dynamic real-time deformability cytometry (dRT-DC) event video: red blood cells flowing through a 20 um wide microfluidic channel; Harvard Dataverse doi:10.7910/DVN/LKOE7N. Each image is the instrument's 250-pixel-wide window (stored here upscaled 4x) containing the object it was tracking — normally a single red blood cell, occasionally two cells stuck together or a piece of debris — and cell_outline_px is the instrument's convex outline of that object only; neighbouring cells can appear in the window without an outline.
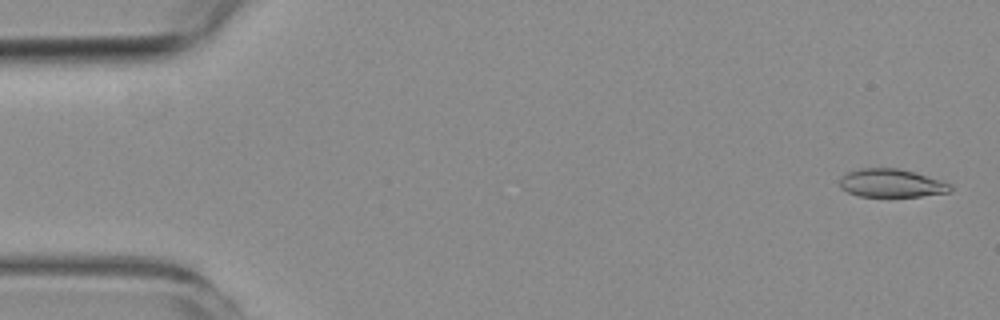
{"species": "common noctule bat (a hibernating species)", "species_latin": "Nyctalus noctula", "temperature_condition": "room temperature", "stored_images_in_passage": 5, "segment_of_instrument_passage": [2, 2], "camera_frame_rate_fps": 3000, "um_per_image_px": 0.085, "animal": {"sex": "female", "body_mass_g": 19.3, "forearm_length_mm": 54.1}, "frame": {"image": 1, "passage_image": 5, "time_ms": 4.667, "image_size_px": [1000, 320], "cell_outline_px": [[952, 192], [920, 196], [860, 196], [848, 192], [840, 188], [840, 176], [848, 172], [860, 168], [900, 168], [940, 180], [952, 184]], "centroid_in_image_um": [75.77, 15.56], "position_along_channel_um": 9.2, "area_um2": 18.21}}